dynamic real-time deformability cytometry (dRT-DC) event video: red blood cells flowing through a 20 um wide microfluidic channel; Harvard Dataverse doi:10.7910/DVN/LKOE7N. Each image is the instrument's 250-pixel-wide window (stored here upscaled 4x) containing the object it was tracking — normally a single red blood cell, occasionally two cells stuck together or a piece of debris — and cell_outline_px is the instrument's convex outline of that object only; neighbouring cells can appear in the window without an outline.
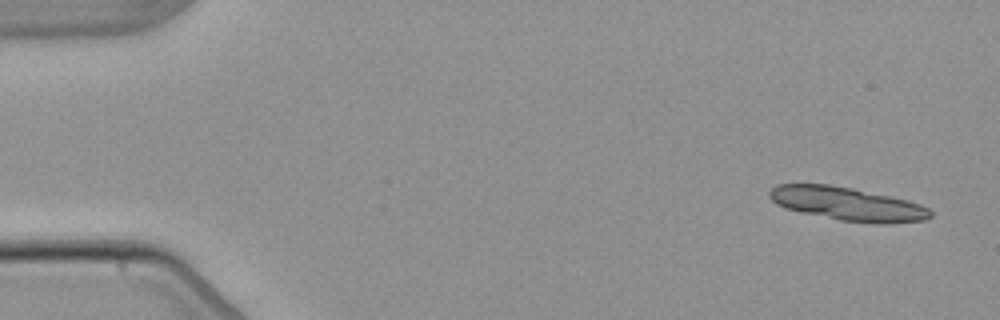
{"species": "common noctule bat (a hibernating species)", "species_latin": "Nyctalus noctula", "temperature_condition": "warm", "stored_images_in_passage": 5, "camera_frame_rate_fps": 3000, "um_per_image_px": 0.085, "animal": {"sex": "male", "body_mass_g": 21.5, "forearm_length_mm": 52.0}, "frame": {"image": 1, "passage_image": 1, "time_ms": 0.0, "image_size_px": [1000, 320], "cell_outline_px": [[932, 216], [924, 220], [880, 224], [840, 220], [784, 208], [776, 204], [768, 196], [768, 192], [776, 184], [828, 184], [852, 188], [908, 200], [920, 204], [928, 208], [932, 212]], "centroid_in_image_um": [72.01, 17.32], "position_along_channel_um": 13.0, "area_um2": 31.15}}
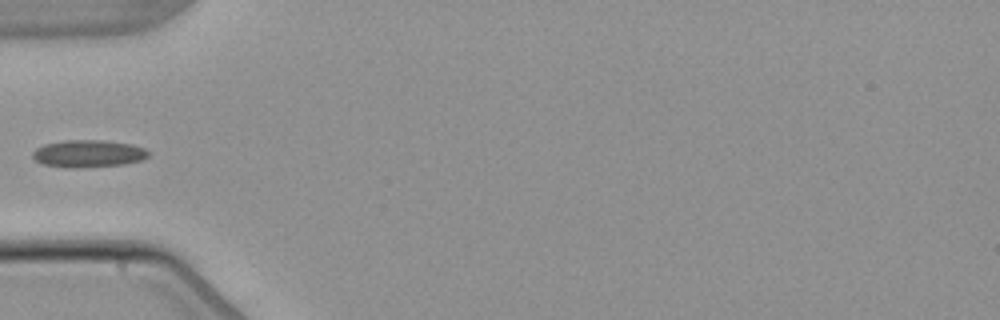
{"frame": {"image": 2, "passage_image": 5, "time_ms": 5.333, "image_size_px": [1000, 320], "cell_outline_px": [[148, 156], [144, 160], [124, 164], [80, 168], [64, 168], [44, 164], [36, 160], [32, 156], [32, 152], [36, 148], [44, 144], [64, 140], [104, 140], [132, 144], [144, 148], [148, 152]], "centroid_in_image_um": [7.5, 13.06], "position_along_channel_um": 77.5, "area_um2": 18.61}}